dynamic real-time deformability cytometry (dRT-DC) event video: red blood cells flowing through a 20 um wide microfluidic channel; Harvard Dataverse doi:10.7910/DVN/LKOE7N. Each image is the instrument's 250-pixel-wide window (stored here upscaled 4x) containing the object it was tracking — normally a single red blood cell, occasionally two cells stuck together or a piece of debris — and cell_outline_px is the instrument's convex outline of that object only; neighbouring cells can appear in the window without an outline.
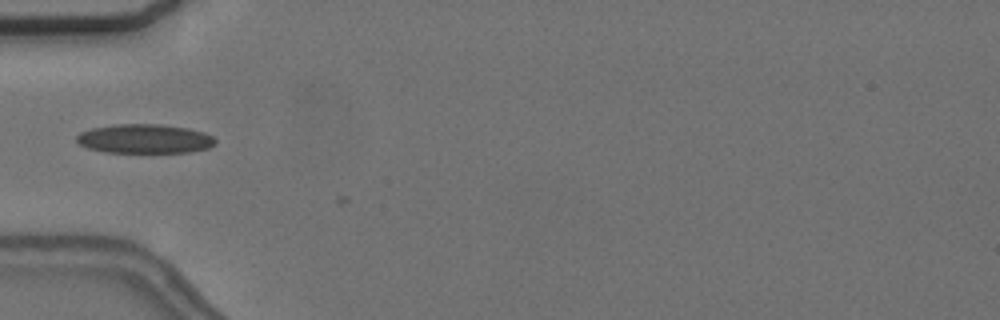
{"species": "common noctule bat (a hibernating species)", "species_latin": "Nyctalus noctula", "temperature_condition": "cold", "stored_images_in_passage": 3, "camera_frame_rate_fps": 3000, "um_per_image_px": 0.085, "animal": {"sex": "female", "body_mass_g": 24.6, "forearm_length_mm": 56.2}, "frame": {"image": 1, "passage_image": 2, "time_ms": 1.0, "image_size_px": [1000, 320], "cell_outline_px": [[216, 144], [208, 148], [188, 152], [104, 152], [88, 148], [80, 144], [76, 140], [76, 136], [80, 132], [92, 128], [116, 124], [160, 124], [188, 128], [204, 132], [212, 136], [216, 140]], "centroid_in_image_um": [12.3, 11.79], "position_along_channel_um": 72.7, "area_um2": 23.58}}